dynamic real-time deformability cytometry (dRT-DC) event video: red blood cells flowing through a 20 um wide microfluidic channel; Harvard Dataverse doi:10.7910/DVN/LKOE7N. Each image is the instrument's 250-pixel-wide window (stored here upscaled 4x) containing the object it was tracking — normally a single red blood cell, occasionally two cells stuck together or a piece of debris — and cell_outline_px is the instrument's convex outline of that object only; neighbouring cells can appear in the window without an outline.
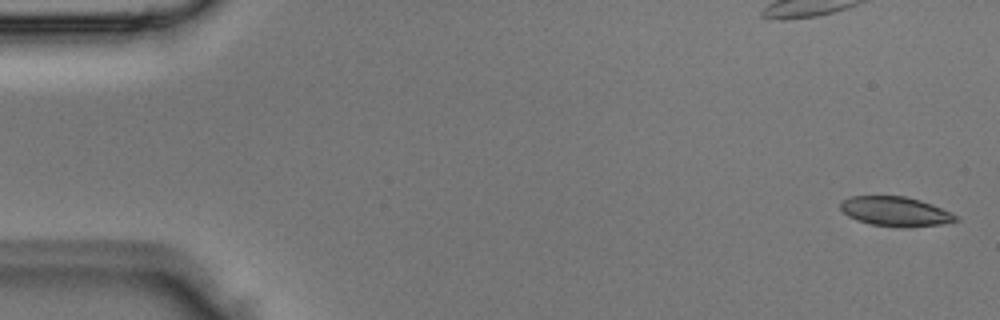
{"species": "Egyptian fruit bat (a non-hibernating species)", "species_latin": "Rousettus aegyptiacus", "temperature_condition": "room temperature", "stored_images_in_passage": 4, "camera_frame_rate_fps": 3000, "um_per_image_px": 0.085, "animal": {"sex": "male"}, "frame": {"image": 1, "passage_image": 1, "time_ms": 0.0, "image_size_px": [1000, 320], "cell_outline_px": [[960, 220], [940, 224], [908, 228], [900, 228], [872, 224], [856, 220], [848, 216], [840, 208], [840, 204], [844, 200], [852, 196], [904, 196], [920, 200], [932, 204], [952, 212]], "centroid_in_image_um": [76.13, 17.98], "position_along_channel_um": 8.9, "area_um2": 19.88}}